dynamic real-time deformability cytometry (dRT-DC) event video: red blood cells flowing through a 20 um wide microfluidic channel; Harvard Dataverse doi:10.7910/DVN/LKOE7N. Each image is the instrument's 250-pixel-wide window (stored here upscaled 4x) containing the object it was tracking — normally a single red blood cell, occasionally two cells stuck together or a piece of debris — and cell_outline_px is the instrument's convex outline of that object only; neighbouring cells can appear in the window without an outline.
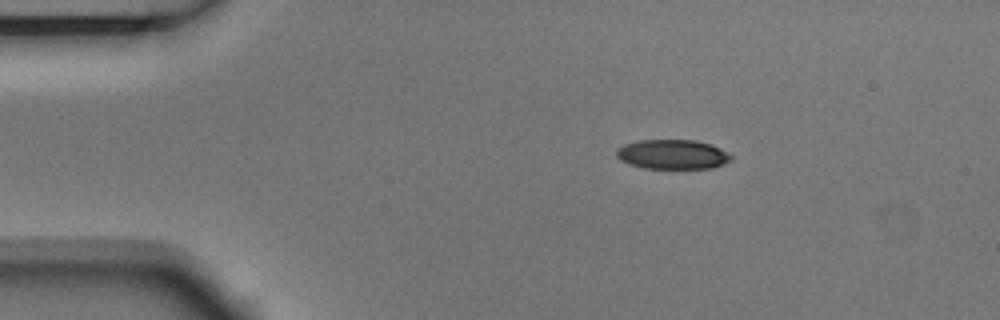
{"species": "Egyptian fruit bat (a non-hibernating species)", "species_latin": "Rousettus aegyptiacus", "temperature_condition": "room temperature", "stored_images_in_passage": 4, "camera_frame_rate_fps": 3000, "um_per_image_px": 0.085, "animal": {"sex": "male"}, "frame": {"image": 1, "passage_image": 1, "time_ms": 0.0, "image_size_px": [1000, 320], "cell_outline_px": [[732, 160], [712, 168], [644, 168], [628, 164], [620, 160], [616, 156], [616, 148], [624, 144], [640, 140], [696, 140], [712, 144], [728, 152], [732, 156]], "centroid_in_image_um": [57.16, 13.11], "position_along_channel_um": 27.8, "area_um2": 19.88}}
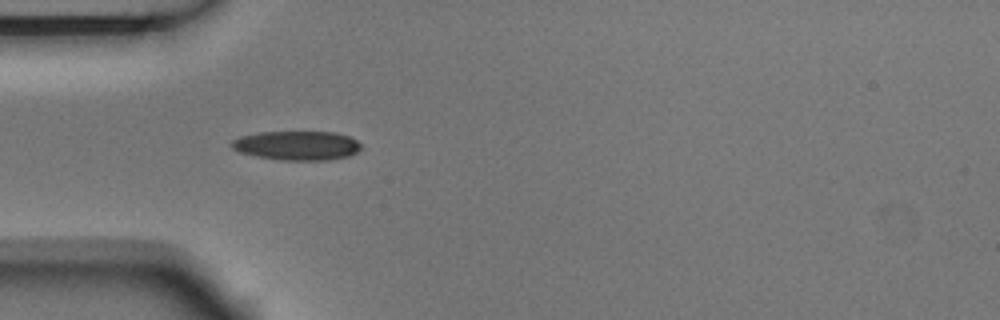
{"frame": {"image": 2, "passage_image": 3, "time_ms": 0.667, "image_size_px": [1000, 320], "cell_outline_px": [[360, 148], [356, 152], [348, 156], [328, 160], [280, 160], [256, 156], [240, 152], [232, 148], [232, 140], [240, 136], [260, 132], [336, 132], [348, 136], [356, 140], [360, 144]], "centroid_in_image_um": [25.23, 12.37], "position_along_channel_um": 59.8, "area_um2": 21.91}}
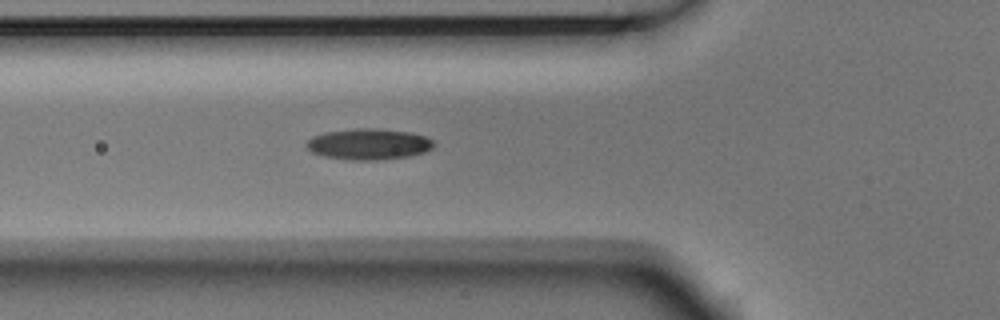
{"frame": {"image": 3, "passage_image": 4, "time_ms": 1.0, "image_size_px": [1000, 320], "cell_outline_px": [[436, 144], [432, 148], [424, 152], [408, 156], [376, 160], [352, 160], [324, 156], [312, 152], [304, 144], [312, 136], [324, 132], [360, 128], [376, 128], [412, 132], [424, 136], [432, 140]], "centroid_in_image_um": [31.33, 12.24], "position_along_channel_um": 94.5, "area_um2": 23.0}}